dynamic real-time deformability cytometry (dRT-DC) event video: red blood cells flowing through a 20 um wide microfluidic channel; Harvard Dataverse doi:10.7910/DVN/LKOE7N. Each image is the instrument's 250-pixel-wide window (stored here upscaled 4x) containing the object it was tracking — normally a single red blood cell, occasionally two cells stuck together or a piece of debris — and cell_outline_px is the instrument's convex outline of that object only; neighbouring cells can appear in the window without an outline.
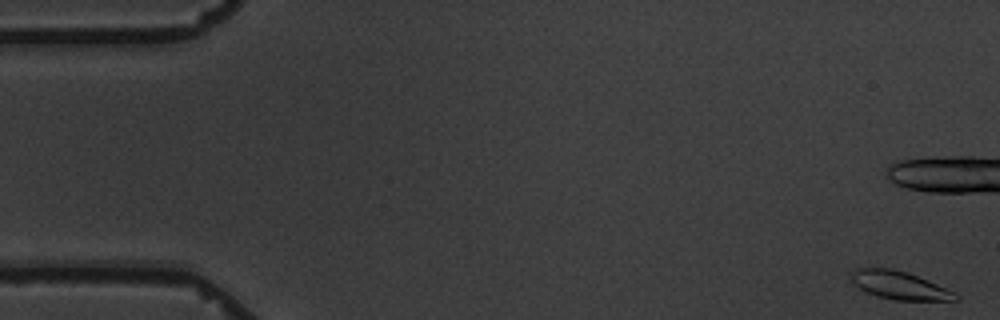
{"species": "common noctule bat (a hibernating species)", "species_latin": "Nyctalus noctula", "temperature_condition": "warm", "stored_images_in_passage": 17, "camera_frame_rate_fps": 3000, "um_per_image_px": 0.085, "animal": {"sex": "male", "body_mass_g": 19.5, "forearm_length_mm": 54.6}, "frame": {"image": 1, "passage_image": 1, "time_ms": 0.0, "image_size_px": [1000, 320], "cell_outline_px": [[960, 300], [896, 300], [876, 296], [860, 288], [852, 280], [852, 272], [856, 268], [892, 268], [908, 272], [956, 292], [960, 296]], "centroid_in_image_um": [76.51, 24.25], "position_along_channel_um": 8.5, "area_um2": 16.94}, "authors_computed_cell_mechanics": {"area_um2": 16.762, "velocity_mm_per_s": 3.4325, "shape_relaxation_time_tau1_ms": 4.8599, "shape_relaxation_time_tau2_ms": 2.8832, "deformation_change_tau1": 0.1408, "deformation_change_tau2": 0.0719}}